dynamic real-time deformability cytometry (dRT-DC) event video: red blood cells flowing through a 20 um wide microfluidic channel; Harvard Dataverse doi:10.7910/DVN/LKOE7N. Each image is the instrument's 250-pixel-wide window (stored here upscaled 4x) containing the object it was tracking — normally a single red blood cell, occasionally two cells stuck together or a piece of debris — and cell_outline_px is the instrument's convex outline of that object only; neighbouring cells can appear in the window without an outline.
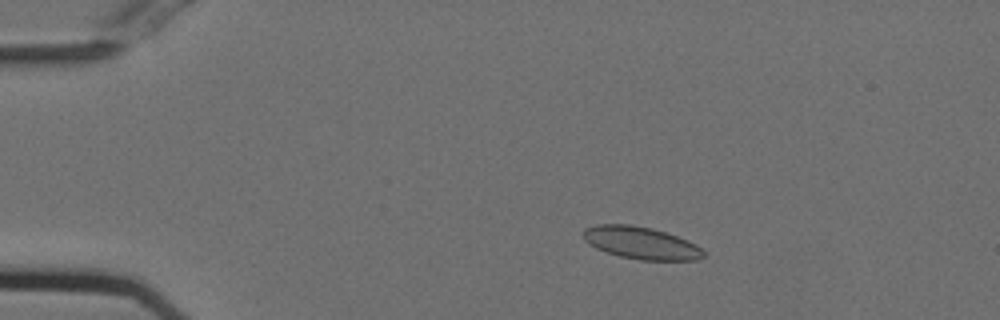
{"species": "Egyptian fruit bat (a non-hibernating species)", "species_latin": "Rousettus aegyptiacus", "temperature_condition": "cold", "stored_images_in_passage": 45, "camera_frame_rate_fps": 3000, "um_per_image_px": 0.085, "animal": {"sex": "female"}, "frame": {"image": 1, "passage_image": 1, "time_ms": 0.0, "image_size_px": [1000, 320], "cell_outline_px": [[704, 256], [696, 260], [640, 260], [620, 256], [596, 248], [584, 240], [584, 228], [596, 224], [632, 224], [652, 228], [688, 240], [696, 244], [704, 252]], "centroid_in_image_um": [54.48, 20.64], "position_along_channel_um": 30.5, "area_um2": 22.54}}
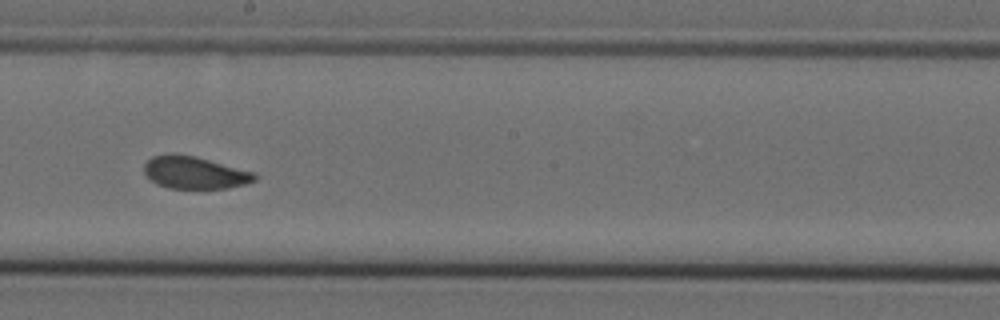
{"frame": {"image": 2, "passage_image": 22, "time_ms": 7.0, "image_size_px": [1000, 320], "cell_outline_px": [[256, 180], [244, 184], [228, 188], [168, 188], [156, 184], [144, 172], [144, 164], [152, 156], [168, 152], [176, 152], [196, 156], [256, 172]], "centroid_in_image_um": [16.53, 14.64], "position_along_channel_um": 231.7, "area_um2": 21.15}}
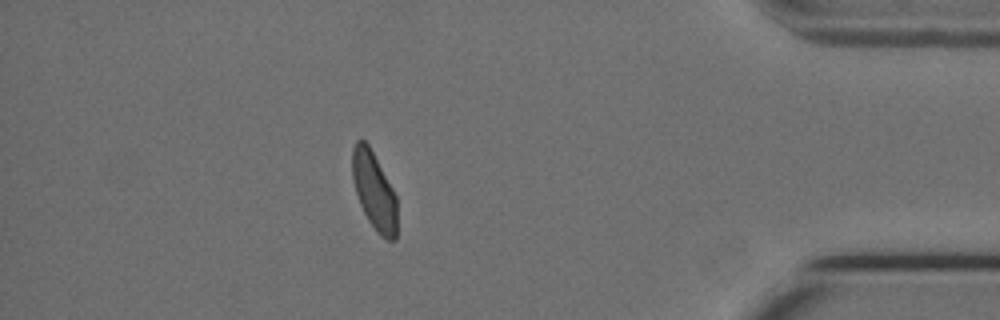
{"frame": {"image": 3, "passage_image": 39, "time_ms": 12.667, "image_size_px": [1000, 320], "cell_outline_px": [[396, 240], [388, 240], [380, 236], [368, 220], [360, 204], [352, 180], [352, 148], [356, 140], [364, 140], [368, 144], [392, 188], [396, 196]], "centroid_in_image_um": [31.78, 16.23], "position_along_channel_um": 403.4, "area_um2": 20.06}, "authors_computed_cell_mechanics": {"area_um2": 21.6172, "velocity_mm_per_s": 3.717, "shape_relaxation_time_tau1_ms": 8.8131, "shape_relaxation_time_tau2_ms": 1.6134, "deformation_change_tau1": 0.1363, "deformation_change_tau2": 0.0434}}